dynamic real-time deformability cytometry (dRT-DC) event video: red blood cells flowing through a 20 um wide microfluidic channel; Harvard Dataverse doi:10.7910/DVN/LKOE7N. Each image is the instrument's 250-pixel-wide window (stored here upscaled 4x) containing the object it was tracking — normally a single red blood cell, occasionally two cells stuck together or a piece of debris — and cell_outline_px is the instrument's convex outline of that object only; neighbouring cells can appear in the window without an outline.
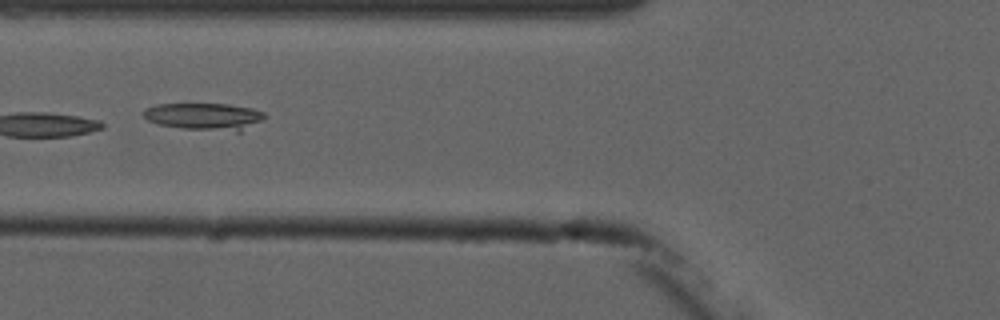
{"species": "common noctule bat (a hibernating species)", "species_latin": "Nyctalus noctula", "temperature_condition": "cold", "stored_images_in_passage": 7, "camera_frame_rate_fps": 3000, "um_per_image_px": 0.085, "animal": {"sex": "male", "forearm_length_mm": 52.5}, "frame": {"image": 1, "passage_image": 5, "time_ms": 4.667, "image_size_px": [1000, 320], "cell_outline_px": [[268, 116], [240, 132], [236, 132], [184, 128], [160, 124], [148, 120], [144, 116], [144, 112], [148, 108], [156, 104], [228, 104], [252, 108], [264, 112]], "centroid_in_image_um": [17.44, 9.9], "position_along_channel_um": 108.4, "area_um2": 18.96}}
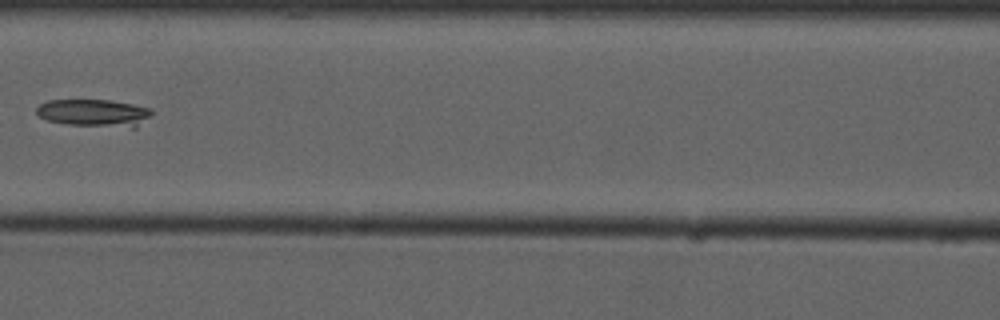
{"frame": {"image": 2, "passage_image": 6, "time_ms": 6.0, "image_size_px": [1000, 320], "cell_outline_px": [[152, 116], [136, 128], [132, 128], [68, 124], [48, 120], [40, 116], [36, 112], [36, 108], [40, 104], [48, 100], [108, 100], [132, 104], [152, 108]], "centroid_in_image_um": [8.06, 9.6], "position_along_channel_um": 158.5, "area_um2": 18.5}}
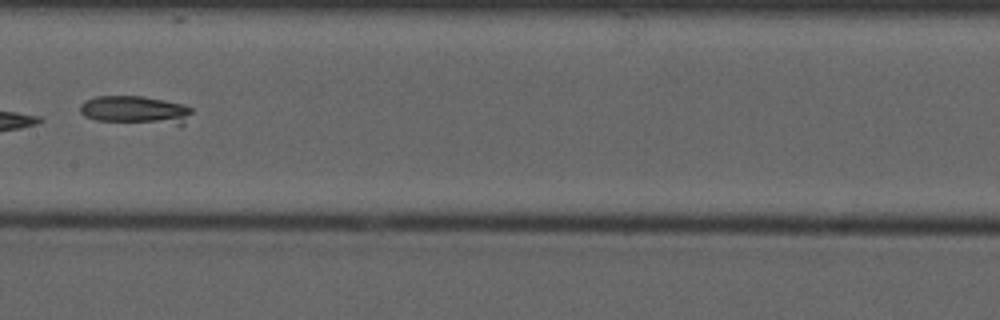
{"frame": {"image": 3, "passage_image": 7, "time_ms": 7.0, "image_size_px": [1000, 320], "cell_outline_px": [[192, 112], [184, 124], [176, 124], [96, 120], [84, 116], [80, 112], [80, 104], [84, 100], [96, 96], [140, 96], [164, 100], [184, 104], [192, 108]], "centroid_in_image_um": [11.48, 9.33], "position_along_channel_um": 195.9, "area_um2": 18.21}}